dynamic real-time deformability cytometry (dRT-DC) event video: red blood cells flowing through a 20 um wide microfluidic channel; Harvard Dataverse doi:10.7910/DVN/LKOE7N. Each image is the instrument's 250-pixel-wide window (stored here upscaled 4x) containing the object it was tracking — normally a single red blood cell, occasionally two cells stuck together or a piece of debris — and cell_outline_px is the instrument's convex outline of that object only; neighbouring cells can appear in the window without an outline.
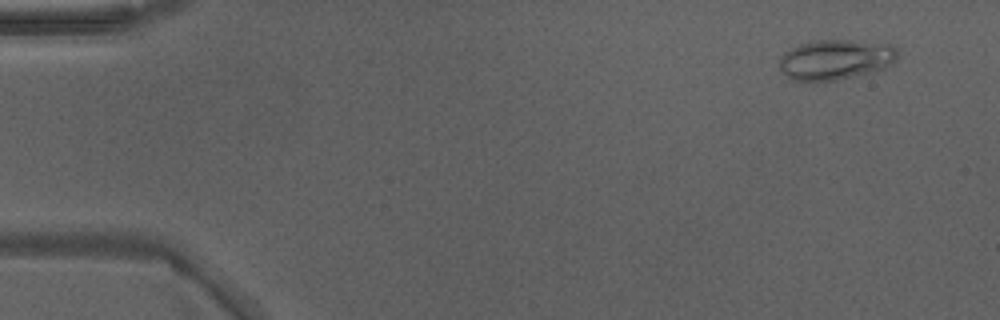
{"species": "Egyptian fruit bat (a non-hibernating species)", "species_latin": "Rousettus aegyptiacus", "temperature_condition": "warm", "stored_images_in_passage": 48, "camera_frame_rate_fps": 3000, "um_per_image_px": 0.085, "animal": {"sex": "male"}, "frame": {"image": 1, "passage_image": 3, "time_ms": 0.667, "image_size_px": [1000, 320], "cell_outline_px": [[896, 60], [892, 64], [876, 72], [836, 80], [792, 80], [780, 72], [780, 56], [784, 52], [800, 44], [820, 40], [852, 40], [888, 44], [896, 48]], "centroid_in_image_um": [71.02, 5.07], "position_along_channel_um": 14.0, "area_um2": 27.63}}
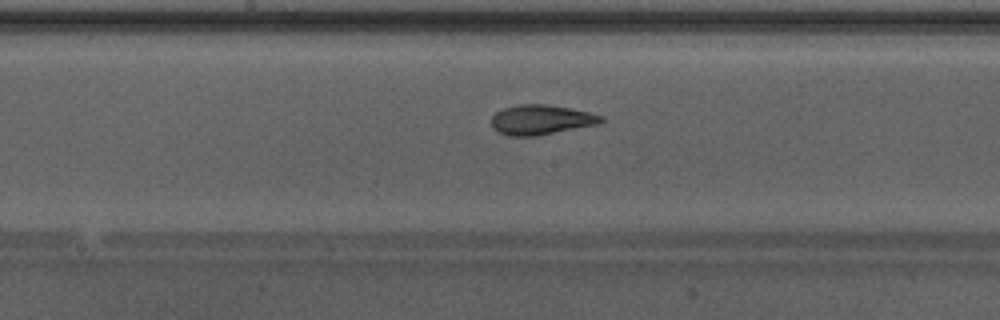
{"frame": {"image": 2, "passage_image": 25, "time_ms": 8.0, "image_size_px": [1000, 320], "cell_outline_px": [[604, 120], [600, 124], [536, 136], [508, 136], [492, 128], [492, 116], [496, 112], [504, 108], [516, 104], [548, 104], [588, 112], [604, 116]], "centroid_in_image_um": [46.0, 10.18], "position_along_channel_um": 202.2, "area_um2": 19.13}}
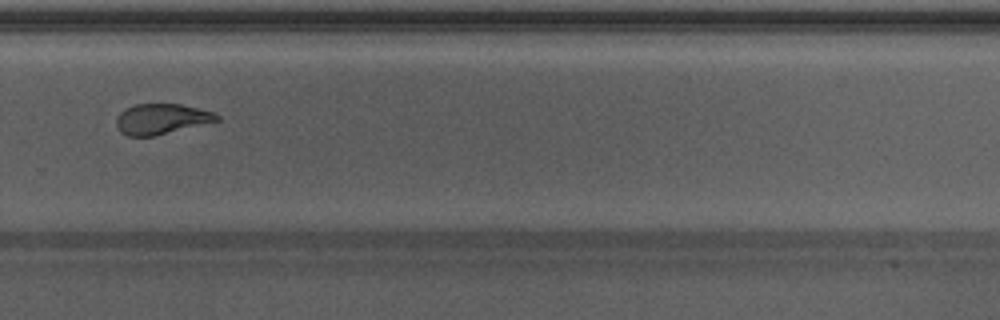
{"frame": {"image": 3, "passage_image": 33, "time_ms": 10.667, "image_size_px": [1000, 320], "cell_outline_px": [[220, 120], [156, 136], [128, 136], [120, 132], [116, 124], [116, 116], [120, 112], [136, 104], [180, 104], [212, 112], [220, 116]], "centroid_in_image_um": [13.7, 10.12], "position_along_channel_um": 316.1, "area_um2": 17.74}, "authors_computed_cell_mechanics": {"area_um2": 19.9699, "velocity_mm_per_s": 4.2808, "shape_relaxation_time_tau1_ms": 5.2865, "shape_relaxation_time_tau2_ms": 1.2263, "deformation_change_tau1": 0.1605, "deformation_change_tau2": 0.0672}}